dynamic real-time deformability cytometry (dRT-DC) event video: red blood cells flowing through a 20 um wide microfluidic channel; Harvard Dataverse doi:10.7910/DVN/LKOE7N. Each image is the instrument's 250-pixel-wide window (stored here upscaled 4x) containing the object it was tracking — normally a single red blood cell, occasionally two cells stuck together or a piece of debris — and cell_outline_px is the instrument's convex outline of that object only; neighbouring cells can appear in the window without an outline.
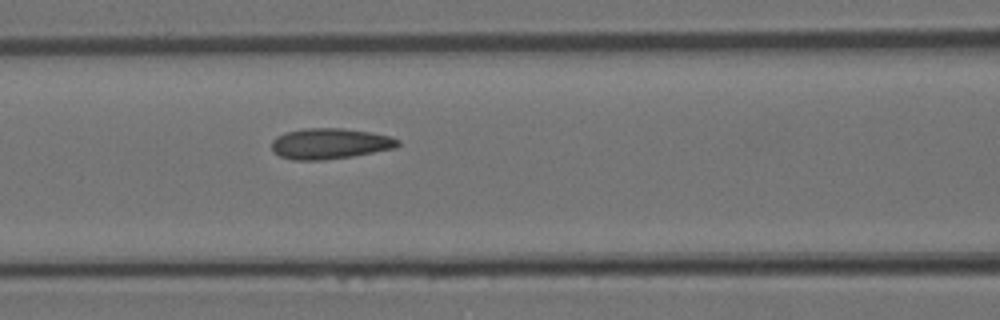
{"species": "Egyptian fruit bat (a non-hibernating species)", "species_latin": "Rousettus aegyptiacus", "temperature_condition": "room temperature", "stored_images_in_passage": 4, "camera_frame_rate_fps": 3000, "um_per_image_px": 0.085, "animal": {"sex": "female"}, "frame": {"image": 1, "passage_image": 4, "time_ms": 1.0, "image_size_px": [1000, 320], "cell_outline_px": [[400, 144], [396, 148], [352, 156], [324, 160], [292, 160], [280, 156], [272, 148], [272, 140], [276, 136], [284, 132], [304, 128], [344, 128], [372, 132], [388, 136], [400, 140]], "centroid_in_image_um": [28.04, 12.2], "position_along_channel_um": 138.6, "area_um2": 22.72}}